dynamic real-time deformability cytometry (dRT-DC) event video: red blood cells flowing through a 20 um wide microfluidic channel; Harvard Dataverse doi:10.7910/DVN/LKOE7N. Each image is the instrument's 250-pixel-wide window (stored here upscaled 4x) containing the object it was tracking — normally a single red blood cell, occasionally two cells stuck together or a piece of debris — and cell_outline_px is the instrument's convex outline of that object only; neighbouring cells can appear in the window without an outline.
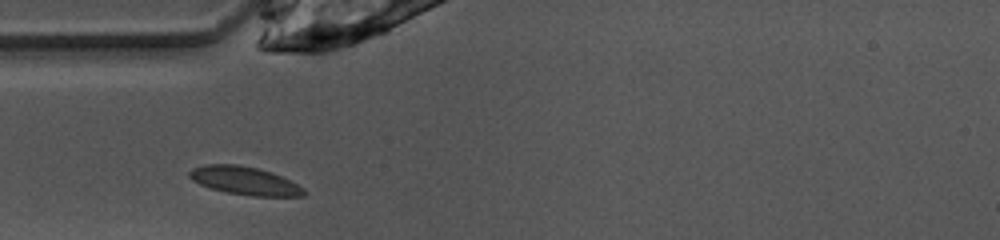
{"species": "common noctule bat (a hibernating species)", "species_latin": "Nyctalus noctula", "temperature_condition": "warm", "stored_images_in_passage": 20, "camera_frame_rate_fps": 3000, "um_per_image_px": 0.085, "animal": {"sex": "female", "body_mass_g": 10.0, "forearm_length_mm": 53.1}, "frame": {"image": 1, "passage_image": 1, "time_ms": 0.0, "image_size_px": [1000, 240], "cell_outline_px": [[308, 192], [304, 196], [252, 196], [228, 192], [212, 188], [200, 184], [192, 180], [188, 176], [188, 172], [192, 168], [204, 164], [236, 164], [256, 168], [280, 176], [304, 188]], "centroid_in_image_um": [20.77, 15.36], "position_along_channel_um": 64.2, "area_um2": 18.55}}
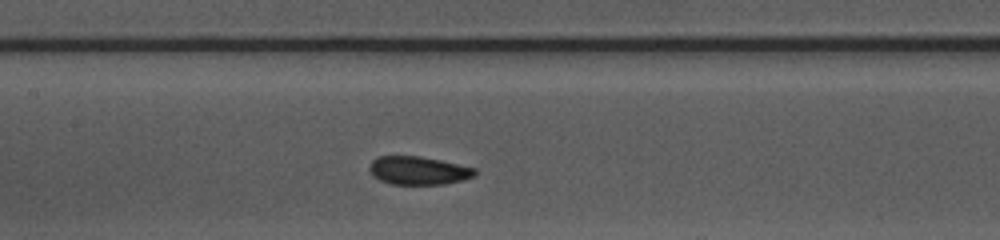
{"frame": {"image": 2, "passage_image": 9, "time_ms": 2.667, "image_size_px": [1000, 240], "cell_outline_px": [[476, 176], [464, 180], [444, 184], [388, 184], [372, 176], [368, 168], [372, 160], [376, 156], [420, 156], [440, 160], [476, 168]], "centroid_in_image_um": [35.55, 14.5], "position_along_channel_um": 171.9, "area_um2": 17.57}}
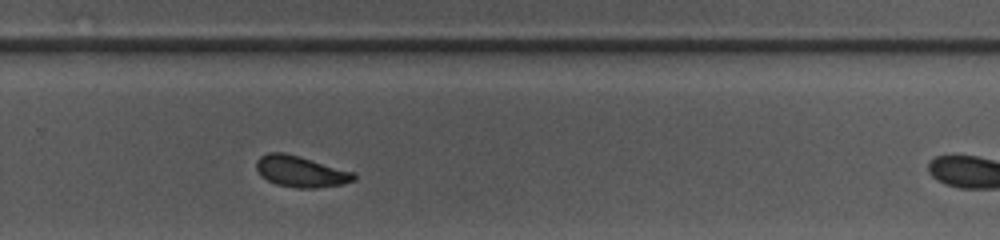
{"frame": {"image": 3, "passage_image": 19, "time_ms": 6.0, "image_size_px": [1000, 240], "cell_outline_px": [[356, 180], [344, 184], [316, 188], [296, 188], [276, 184], [260, 176], [256, 168], [256, 160], [260, 156], [268, 152], [284, 152], [300, 156], [356, 172]], "centroid_in_image_um": [25.58, 14.57], "position_along_channel_um": 304.2, "area_um2": 18.03}}